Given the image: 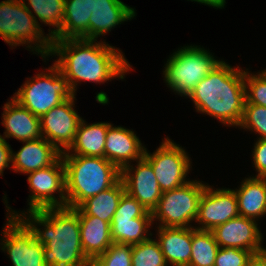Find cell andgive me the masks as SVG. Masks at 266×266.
Segmentation results:
<instances>
[{
  "instance_id": "obj_1",
  "label": "cell",
  "mask_w": 266,
  "mask_h": 266,
  "mask_svg": "<svg viewBox=\"0 0 266 266\" xmlns=\"http://www.w3.org/2000/svg\"><path fill=\"white\" fill-rule=\"evenodd\" d=\"M50 56H57L54 64L66 77L74 95L81 81L104 84L116 77L122 80L132 70L122 50L101 40H52Z\"/></svg>"
},
{
  "instance_id": "obj_2",
  "label": "cell",
  "mask_w": 266,
  "mask_h": 266,
  "mask_svg": "<svg viewBox=\"0 0 266 266\" xmlns=\"http://www.w3.org/2000/svg\"><path fill=\"white\" fill-rule=\"evenodd\" d=\"M6 196H3L6 215L19 217L44 245L45 266H85L91 262L81 246L76 208L56 207L20 213L8 206Z\"/></svg>"
},
{
  "instance_id": "obj_3",
  "label": "cell",
  "mask_w": 266,
  "mask_h": 266,
  "mask_svg": "<svg viewBox=\"0 0 266 266\" xmlns=\"http://www.w3.org/2000/svg\"><path fill=\"white\" fill-rule=\"evenodd\" d=\"M244 72L225 61L203 78L190 93L194 108L229 127L240 125L246 101Z\"/></svg>"
},
{
  "instance_id": "obj_4",
  "label": "cell",
  "mask_w": 266,
  "mask_h": 266,
  "mask_svg": "<svg viewBox=\"0 0 266 266\" xmlns=\"http://www.w3.org/2000/svg\"><path fill=\"white\" fill-rule=\"evenodd\" d=\"M61 156L65 167L66 207L77 208L121 179V170L104 157Z\"/></svg>"
},
{
  "instance_id": "obj_5",
  "label": "cell",
  "mask_w": 266,
  "mask_h": 266,
  "mask_svg": "<svg viewBox=\"0 0 266 266\" xmlns=\"http://www.w3.org/2000/svg\"><path fill=\"white\" fill-rule=\"evenodd\" d=\"M40 22L34 18L21 0L0 2V36L11 48L24 45L44 62L49 58L52 37L44 34ZM33 44V45H32Z\"/></svg>"
},
{
  "instance_id": "obj_6",
  "label": "cell",
  "mask_w": 266,
  "mask_h": 266,
  "mask_svg": "<svg viewBox=\"0 0 266 266\" xmlns=\"http://www.w3.org/2000/svg\"><path fill=\"white\" fill-rule=\"evenodd\" d=\"M221 61L204 47L183 46L169 56L162 77L170 90L187 98Z\"/></svg>"
},
{
  "instance_id": "obj_7",
  "label": "cell",
  "mask_w": 266,
  "mask_h": 266,
  "mask_svg": "<svg viewBox=\"0 0 266 266\" xmlns=\"http://www.w3.org/2000/svg\"><path fill=\"white\" fill-rule=\"evenodd\" d=\"M34 77L27 78L13 99L37 117L74 96L66 77L53 63Z\"/></svg>"
},
{
  "instance_id": "obj_8",
  "label": "cell",
  "mask_w": 266,
  "mask_h": 266,
  "mask_svg": "<svg viewBox=\"0 0 266 266\" xmlns=\"http://www.w3.org/2000/svg\"><path fill=\"white\" fill-rule=\"evenodd\" d=\"M206 184L200 180H190L180 187L162 192L157 207L152 211L153 224L158 221L161 227H194L190 223L196 221Z\"/></svg>"
},
{
  "instance_id": "obj_9",
  "label": "cell",
  "mask_w": 266,
  "mask_h": 266,
  "mask_svg": "<svg viewBox=\"0 0 266 266\" xmlns=\"http://www.w3.org/2000/svg\"><path fill=\"white\" fill-rule=\"evenodd\" d=\"M144 158L151 164L162 192L173 190L186 184L191 159L182 146L166 137L153 153L145 149Z\"/></svg>"
},
{
  "instance_id": "obj_10",
  "label": "cell",
  "mask_w": 266,
  "mask_h": 266,
  "mask_svg": "<svg viewBox=\"0 0 266 266\" xmlns=\"http://www.w3.org/2000/svg\"><path fill=\"white\" fill-rule=\"evenodd\" d=\"M152 212L147 211L135 198L124 192L110 223L113 243L134 245L153 234Z\"/></svg>"
},
{
  "instance_id": "obj_11",
  "label": "cell",
  "mask_w": 266,
  "mask_h": 266,
  "mask_svg": "<svg viewBox=\"0 0 266 266\" xmlns=\"http://www.w3.org/2000/svg\"><path fill=\"white\" fill-rule=\"evenodd\" d=\"M27 175L31 192L27 200V211L66 207L65 167L62 156L54 164ZM56 193L59 194L57 198L54 195Z\"/></svg>"
},
{
  "instance_id": "obj_12",
  "label": "cell",
  "mask_w": 266,
  "mask_h": 266,
  "mask_svg": "<svg viewBox=\"0 0 266 266\" xmlns=\"http://www.w3.org/2000/svg\"><path fill=\"white\" fill-rule=\"evenodd\" d=\"M6 217L0 248L7 253L12 266H45L44 245L19 217Z\"/></svg>"
},
{
  "instance_id": "obj_13",
  "label": "cell",
  "mask_w": 266,
  "mask_h": 266,
  "mask_svg": "<svg viewBox=\"0 0 266 266\" xmlns=\"http://www.w3.org/2000/svg\"><path fill=\"white\" fill-rule=\"evenodd\" d=\"M75 96L40 117L42 136L61 153L67 151L73 144L78 125L82 120L74 108Z\"/></svg>"
},
{
  "instance_id": "obj_14",
  "label": "cell",
  "mask_w": 266,
  "mask_h": 266,
  "mask_svg": "<svg viewBox=\"0 0 266 266\" xmlns=\"http://www.w3.org/2000/svg\"><path fill=\"white\" fill-rule=\"evenodd\" d=\"M239 216L234 189L217 188L206 184L199 201L195 228L211 231L215 226Z\"/></svg>"
},
{
  "instance_id": "obj_15",
  "label": "cell",
  "mask_w": 266,
  "mask_h": 266,
  "mask_svg": "<svg viewBox=\"0 0 266 266\" xmlns=\"http://www.w3.org/2000/svg\"><path fill=\"white\" fill-rule=\"evenodd\" d=\"M211 232L221 248H238L254 254L266 250L263 234L256 220L237 216L226 223L215 226Z\"/></svg>"
},
{
  "instance_id": "obj_16",
  "label": "cell",
  "mask_w": 266,
  "mask_h": 266,
  "mask_svg": "<svg viewBox=\"0 0 266 266\" xmlns=\"http://www.w3.org/2000/svg\"><path fill=\"white\" fill-rule=\"evenodd\" d=\"M121 169V180L125 192L135 198L147 211L152 212L162 196L154 170L143 157ZM135 167V168H134Z\"/></svg>"
},
{
  "instance_id": "obj_17",
  "label": "cell",
  "mask_w": 266,
  "mask_h": 266,
  "mask_svg": "<svg viewBox=\"0 0 266 266\" xmlns=\"http://www.w3.org/2000/svg\"><path fill=\"white\" fill-rule=\"evenodd\" d=\"M145 145L132 129L122 126L108 127L104 147V158L116 165L120 170L131 162L144 157Z\"/></svg>"
},
{
  "instance_id": "obj_18",
  "label": "cell",
  "mask_w": 266,
  "mask_h": 266,
  "mask_svg": "<svg viewBox=\"0 0 266 266\" xmlns=\"http://www.w3.org/2000/svg\"><path fill=\"white\" fill-rule=\"evenodd\" d=\"M3 138H15L21 142L42 138L40 118L22 107L12 97L3 106Z\"/></svg>"
},
{
  "instance_id": "obj_19",
  "label": "cell",
  "mask_w": 266,
  "mask_h": 266,
  "mask_svg": "<svg viewBox=\"0 0 266 266\" xmlns=\"http://www.w3.org/2000/svg\"><path fill=\"white\" fill-rule=\"evenodd\" d=\"M134 9L121 0H93V13L89 18V40H97L117 25L132 20L136 16Z\"/></svg>"
},
{
  "instance_id": "obj_20",
  "label": "cell",
  "mask_w": 266,
  "mask_h": 266,
  "mask_svg": "<svg viewBox=\"0 0 266 266\" xmlns=\"http://www.w3.org/2000/svg\"><path fill=\"white\" fill-rule=\"evenodd\" d=\"M24 144L17 153L12 151V170L27 174L54 164L62 153L44 137Z\"/></svg>"
},
{
  "instance_id": "obj_21",
  "label": "cell",
  "mask_w": 266,
  "mask_h": 266,
  "mask_svg": "<svg viewBox=\"0 0 266 266\" xmlns=\"http://www.w3.org/2000/svg\"><path fill=\"white\" fill-rule=\"evenodd\" d=\"M156 240L169 266H189L192 252V227L157 226ZM158 237V238H157Z\"/></svg>"
},
{
  "instance_id": "obj_22",
  "label": "cell",
  "mask_w": 266,
  "mask_h": 266,
  "mask_svg": "<svg viewBox=\"0 0 266 266\" xmlns=\"http://www.w3.org/2000/svg\"><path fill=\"white\" fill-rule=\"evenodd\" d=\"M93 13V0H65L61 29L52 40H89V18Z\"/></svg>"
},
{
  "instance_id": "obj_23",
  "label": "cell",
  "mask_w": 266,
  "mask_h": 266,
  "mask_svg": "<svg viewBox=\"0 0 266 266\" xmlns=\"http://www.w3.org/2000/svg\"><path fill=\"white\" fill-rule=\"evenodd\" d=\"M111 124L108 122L87 124L82 118L73 144L62 155L104 157L106 134Z\"/></svg>"
},
{
  "instance_id": "obj_24",
  "label": "cell",
  "mask_w": 266,
  "mask_h": 266,
  "mask_svg": "<svg viewBox=\"0 0 266 266\" xmlns=\"http://www.w3.org/2000/svg\"><path fill=\"white\" fill-rule=\"evenodd\" d=\"M234 192L240 216L258 221L266 215V178L249 176Z\"/></svg>"
},
{
  "instance_id": "obj_25",
  "label": "cell",
  "mask_w": 266,
  "mask_h": 266,
  "mask_svg": "<svg viewBox=\"0 0 266 266\" xmlns=\"http://www.w3.org/2000/svg\"><path fill=\"white\" fill-rule=\"evenodd\" d=\"M81 246L84 254L92 262L112 244L111 227L108 222L96 216H78Z\"/></svg>"
},
{
  "instance_id": "obj_26",
  "label": "cell",
  "mask_w": 266,
  "mask_h": 266,
  "mask_svg": "<svg viewBox=\"0 0 266 266\" xmlns=\"http://www.w3.org/2000/svg\"><path fill=\"white\" fill-rule=\"evenodd\" d=\"M124 192V184L120 179L107 190L83 201L76 208L78 216H96L110 224Z\"/></svg>"
},
{
  "instance_id": "obj_27",
  "label": "cell",
  "mask_w": 266,
  "mask_h": 266,
  "mask_svg": "<svg viewBox=\"0 0 266 266\" xmlns=\"http://www.w3.org/2000/svg\"><path fill=\"white\" fill-rule=\"evenodd\" d=\"M34 18L53 26L49 35L53 37L60 29L63 22L65 0H21ZM28 3H27V2ZM32 8V9H30ZM34 13V14H33Z\"/></svg>"
},
{
  "instance_id": "obj_28",
  "label": "cell",
  "mask_w": 266,
  "mask_h": 266,
  "mask_svg": "<svg viewBox=\"0 0 266 266\" xmlns=\"http://www.w3.org/2000/svg\"><path fill=\"white\" fill-rule=\"evenodd\" d=\"M213 233L192 227V252L189 266H214L219 249Z\"/></svg>"
},
{
  "instance_id": "obj_29",
  "label": "cell",
  "mask_w": 266,
  "mask_h": 266,
  "mask_svg": "<svg viewBox=\"0 0 266 266\" xmlns=\"http://www.w3.org/2000/svg\"><path fill=\"white\" fill-rule=\"evenodd\" d=\"M132 266H168L159 243L152 236L132 245Z\"/></svg>"
},
{
  "instance_id": "obj_30",
  "label": "cell",
  "mask_w": 266,
  "mask_h": 266,
  "mask_svg": "<svg viewBox=\"0 0 266 266\" xmlns=\"http://www.w3.org/2000/svg\"><path fill=\"white\" fill-rule=\"evenodd\" d=\"M246 70L244 72L245 103L266 107V71L261 70L254 74Z\"/></svg>"
},
{
  "instance_id": "obj_31",
  "label": "cell",
  "mask_w": 266,
  "mask_h": 266,
  "mask_svg": "<svg viewBox=\"0 0 266 266\" xmlns=\"http://www.w3.org/2000/svg\"><path fill=\"white\" fill-rule=\"evenodd\" d=\"M238 127L259 134L258 139H266V107L245 103L243 117Z\"/></svg>"
},
{
  "instance_id": "obj_32",
  "label": "cell",
  "mask_w": 266,
  "mask_h": 266,
  "mask_svg": "<svg viewBox=\"0 0 266 266\" xmlns=\"http://www.w3.org/2000/svg\"><path fill=\"white\" fill-rule=\"evenodd\" d=\"M132 245L113 243L92 262L96 266H132Z\"/></svg>"
},
{
  "instance_id": "obj_33",
  "label": "cell",
  "mask_w": 266,
  "mask_h": 266,
  "mask_svg": "<svg viewBox=\"0 0 266 266\" xmlns=\"http://www.w3.org/2000/svg\"><path fill=\"white\" fill-rule=\"evenodd\" d=\"M252 251L238 248H219L214 266H247Z\"/></svg>"
},
{
  "instance_id": "obj_34",
  "label": "cell",
  "mask_w": 266,
  "mask_h": 266,
  "mask_svg": "<svg viewBox=\"0 0 266 266\" xmlns=\"http://www.w3.org/2000/svg\"><path fill=\"white\" fill-rule=\"evenodd\" d=\"M253 147L252 162L257 175L252 177L266 178V139H257Z\"/></svg>"
},
{
  "instance_id": "obj_35",
  "label": "cell",
  "mask_w": 266,
  "mask_h": 266,
  "mask_svg": "<svg viewBox=\"0 0 266 266\" xmlns=\"http://www.w3.org/2000/svg\"><path fill=\"white\" fill-rule=\"evenodd\" d=\"M12 151L11 145L0 134V176L5 168H12Z\"/></svg>"
},
{
  "instance_id": "obj_36",
  "label": "cell",
  "mask_w": 266,
  "mask_h": 266,
  "mask_svg": "<svg viewBox=\"0 0 266 266\" xmlns=\"http://www.w3.org/2000/svg\"><path fill=\"white\" fill-rule=\"evenodd\" d=\"M247 266H266V250L253 254Z\"/></svg>"
},
{
  "instance_id": "obj_37",
  "label": "cell",
  "mask_w": 266,
  "mask_h": 266,
  "mask_svg": "<svg viewBox=\"0 0 266 266\" xmlns=\"http://www.w3.org/2000/svg\"><path fill=\"white\" fill-rule=\"evenodd\" d=\"M190 1L198 2L199 4H203V5H208L209 7L211 6V7L215 8V9L224 8L217 0H190Z\"/></svg>"
},
{
  "instance_id": "obj_38",
  "label": "cell",
  "mask_w": 266,
  "mask_h": 266,
  "mask_svg": "<svg viewBox=\"0 0 266 266\" xmlns=\"http://www.w3.org/2000/svg\"><path fill=\"white\" fill-rule=\"evenodd\" d=\"M223 7L225 6L226 0H217Z\"/></svg>"
},
{
  "instance_id": "obj_39",
  "label": "cell",
  "mask_w": 266,
  "mask_h": 266,
  "mask_svg": "<svg viewBox=\"0 0 266 266\" xmlns=\"http://www.w3.org/2000/svg\"><path fill=\"white\" fill-rule=\"evenodd\" d=\"M85 266H96V265L93 262H90L89 264H87Z\"/></svg>"
}]
</instances>
